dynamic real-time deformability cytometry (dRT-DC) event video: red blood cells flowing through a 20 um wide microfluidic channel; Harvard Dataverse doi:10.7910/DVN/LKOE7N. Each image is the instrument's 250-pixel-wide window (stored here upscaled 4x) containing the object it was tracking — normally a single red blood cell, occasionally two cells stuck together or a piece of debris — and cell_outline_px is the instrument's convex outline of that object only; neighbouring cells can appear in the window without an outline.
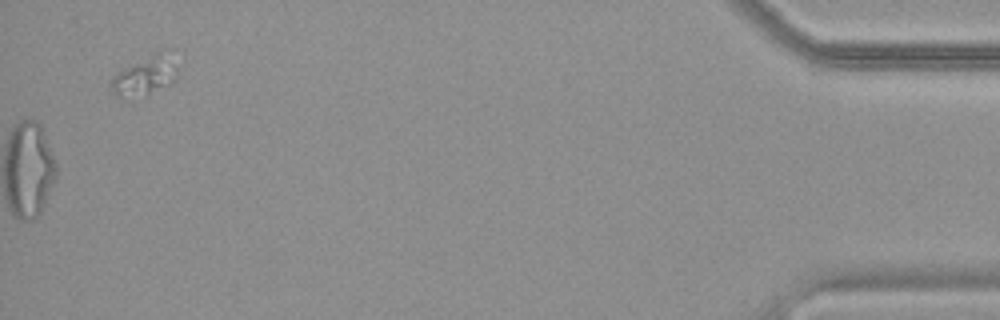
{"species": "common noctule bat (a hibernating species)", "species_latin": "Nyctalus noctula", "temperature_condition": "warm", "stored_images_in_passage": 55, "segment_of_instrument_passage": [2, 2], "camera_frame_rate_fps": 3000, "um_per_image_px": 0.085, "animal": {"sex": "female", "body_mass_g": 19.9}, "frame": {"image": 1, "passage_image": 55, "time_ms": 18.0, "image_size_px": [1000, 320], "cell_outline_px": [[176, 80], [172, 84], [148, 96], [116, 96], [112, 92], [112, 76], [124, 68], [156, 52], [176, 68]], "centroid_in_image_um": [12.26, 6.56], "position_along_channel_um": 422.9, "area_um2": 14.1}}